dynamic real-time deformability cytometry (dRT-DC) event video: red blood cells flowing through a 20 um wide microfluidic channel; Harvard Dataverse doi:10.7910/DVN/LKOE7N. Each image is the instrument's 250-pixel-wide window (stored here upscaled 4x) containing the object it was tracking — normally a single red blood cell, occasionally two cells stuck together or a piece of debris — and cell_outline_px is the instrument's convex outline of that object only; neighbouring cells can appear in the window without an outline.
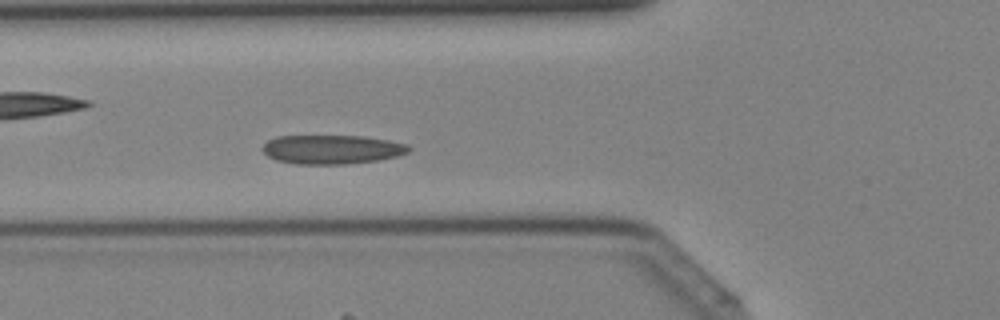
{"species": "Egyptian fruit bat (a non-hibernating species)", "species_latin": "Rousettus aegyptiacus", "temperature_condition": "cold", "stored_images_in_passage": 40, "camera_frame_rate_fps": 3000, "um_per_image_px": 0.085, "animal": {"sex": "female"}, "frame": {"image": 1, "passage_image": 13, "time_ms": 4.0, "image_size_px": [1000, 320], "cell_outline_px": [[412, 148], [408, 152], [396, 156], [380, 160], [344, 164], [296, 164], [276, 160], [268, 156], [260, 148], [268, 140], [276, 136], [364, 136], [388, 140], [408, 144]], "centroid_in_image_um": [28.21, 12.7], "position_along_channel_um": 97.6, "area_um2": 24.85}}
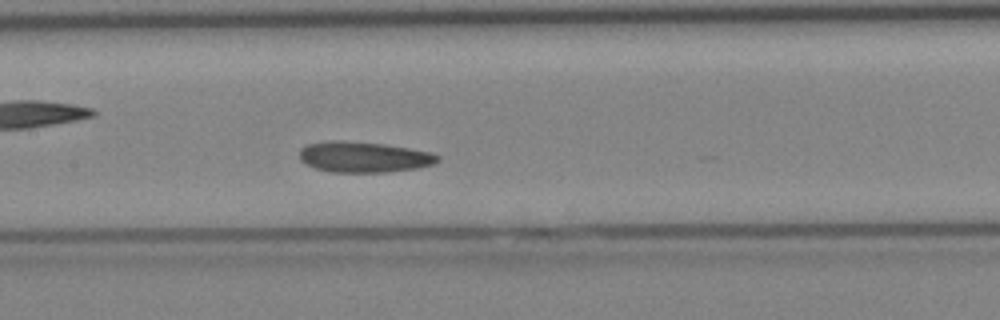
{"frame": {"image": 2, "passage_image": 18, "time_ms": 5.667, "image_size_px": [1000, 320], "cell_outline_px": [[440, 160], [432, 164], [416, 168], [388, 172], [332, 172], [316, 168], [300, 160], [300, 148], [308, 144], [332, 140], [340, 140], [384, 144], [432, 152], [440, 156]], "centroid_in_image_um": [30.93, 13.34], "position_along_channel_um": 176.5, "area_um2": 24.62}}
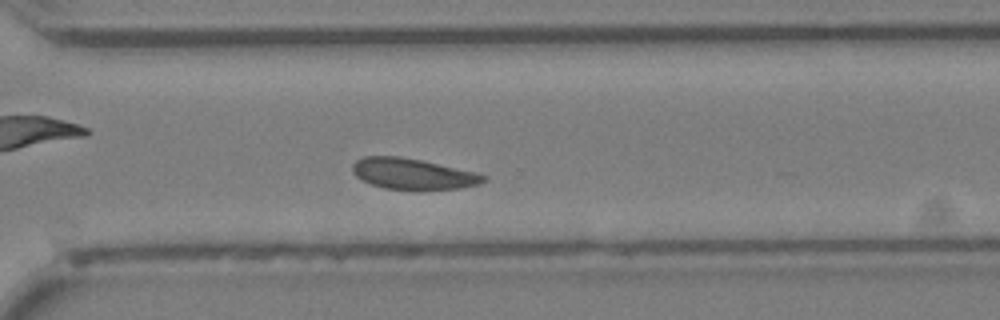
{"frame": {"image": 3, "passage_image": 28, "time_ms": 9.0, "image_size_px": [1000, 320], "cell_outline_px": [[488, 180], [480, 184], [460, 188], [384, 188], [360, 180], [352, 172], [352, 164], [356, 160], [364, 156], [400, 156], [420, 160], [476, 172], [488, 176]], "centroid_in_image_um": [35.08, 14.75], "position_along_channel_um": 335.5, "area_um2": 23.24}}